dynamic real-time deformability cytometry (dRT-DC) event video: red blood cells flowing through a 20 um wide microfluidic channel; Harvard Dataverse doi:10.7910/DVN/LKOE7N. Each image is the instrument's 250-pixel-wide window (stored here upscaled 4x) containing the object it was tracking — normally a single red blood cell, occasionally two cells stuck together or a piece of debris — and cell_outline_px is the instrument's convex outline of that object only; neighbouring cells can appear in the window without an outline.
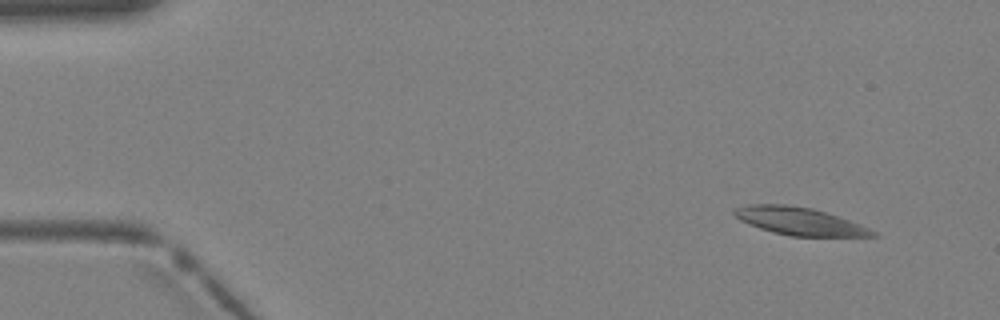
{"species": "Egyptian fruit bat (a non-hibernating species)", "species_latin": "Rousettus aegyptiacus", "temperature_condition": "warm", "stored_images_in_passage": 2, "camera_frame_rate_fps": 3000, "um_per_image_px": 0.085, "animal": {"sex": "female"}, "frame": {"image": 1, "passage_image": 2, "time_ms": 0.333, "image_size_px": [1000, 320], "cell_outline_px": [[880, 236], [792, 236], [772, 232], [748, 224], [740, 220], [732, 212], [736, 208], [748, 204], [784, 204], [812, 208], [848, 220], [868, 228], [876, 232]], "centroid_in_image_um": [67.91, 18.8], "position_along_channel_um": 17.1, "area_um2": 21.96}}